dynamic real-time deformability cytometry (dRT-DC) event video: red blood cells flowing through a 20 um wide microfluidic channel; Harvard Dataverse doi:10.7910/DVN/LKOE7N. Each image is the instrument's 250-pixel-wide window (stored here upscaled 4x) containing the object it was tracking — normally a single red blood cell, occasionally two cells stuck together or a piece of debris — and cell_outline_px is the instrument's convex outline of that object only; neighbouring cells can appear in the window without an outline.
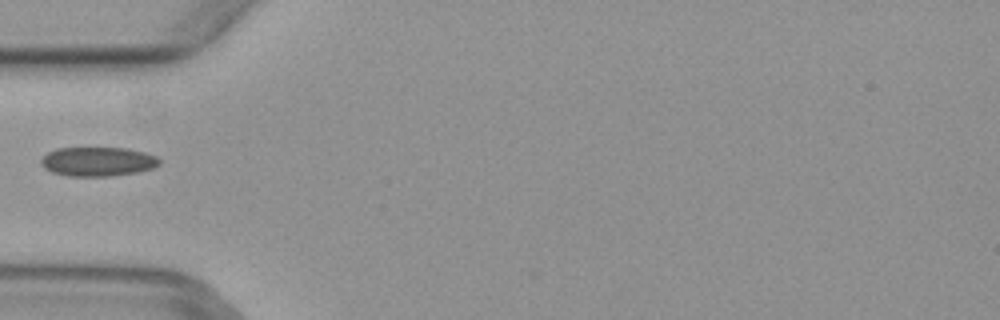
{"species": "common noctule bat (a hibernating species)", "species_latin": "Nyctalus noctula", "temperature_condition": "warm", "stored_images_in_passage": 2, "camera_frame_rate_fps": 3000, "um_per_image_px": 0.085, "animal": {"sex": "female", "body_mass_g": 29.2, "forearm_length_mm": 56.3}, "frame": {"image": 1, "passage_image": 2, "time_ms": 0.333, "image_size_px": [1000, 320], "cell_outline_px": [[160, 164], [152, 168], [136, 172], [112, 176], [68, 176], [52, 172], [44, 168], [40, 164], [40, 160], [48, 152], [56, 148], [128, 148], [144, 152], [156, 156], [160, 160]], "centroid_in_image_um": [8.29, 13.73], "position_along_channel_um": 76.7, "area_um2": 20.17}}